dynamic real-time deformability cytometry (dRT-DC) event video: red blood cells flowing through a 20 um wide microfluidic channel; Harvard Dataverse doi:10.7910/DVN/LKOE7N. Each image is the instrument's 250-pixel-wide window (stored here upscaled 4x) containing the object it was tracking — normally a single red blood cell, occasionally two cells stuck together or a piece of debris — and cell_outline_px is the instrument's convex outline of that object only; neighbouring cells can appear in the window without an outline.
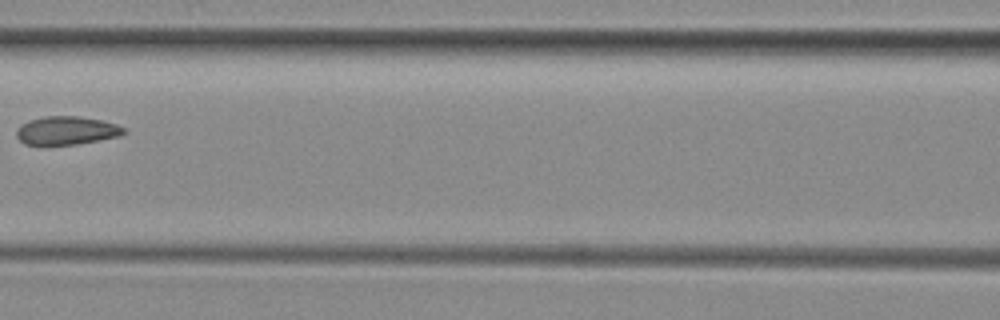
{"species": "common noctule bat (a hibernating species)", "species_latin": "Nyctalus noctula", "temperature_condition": "room temperature", "stored_images_in_passage": 5, "camera_frame_rate_fps": 3000, "um_per_image_px": 0.085, "animal": {"sex": "female", "body_mass_g": 29.2, "forearm_length_mm": 56.3}, "frame": {"image": 1, "passage_image": 5, "time_ms": 4.667, "image_size_px": [1000, 320], "cell_outline_px": [[128, 132], [120, 136], [76, 144], [44, 148], [24, 144], [16, 136], [16, 128], [28, 120], [44, 116], [80, 116], [100, 120], [116, 124], [124, 128]], "centroid_in_image_um": [5.59, 11.13], "position_along_channel_um": 161.0, "area_um2": 18.44}}